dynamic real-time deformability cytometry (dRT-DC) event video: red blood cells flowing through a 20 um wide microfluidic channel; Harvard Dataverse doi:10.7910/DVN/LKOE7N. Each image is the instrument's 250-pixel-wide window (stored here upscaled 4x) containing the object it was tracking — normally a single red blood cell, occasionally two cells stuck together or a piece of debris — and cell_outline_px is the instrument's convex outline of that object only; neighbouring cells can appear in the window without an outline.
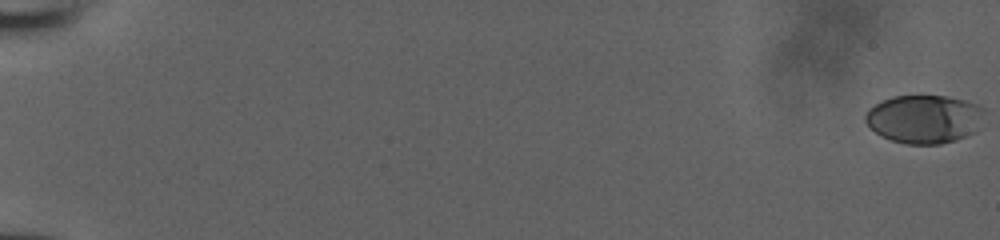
{"species": "human", "species_latin": "Homo sapiens", "temperature_condition": "room temperature", "stored_images_in_passage": 54, "camera_frame_rate_fps": 3000, "um_per_image_px": 0.085, "donor": {"sex": "male"}, "frame": {"image": 1, "passage_image": 1, "time_ms": 0.0, "image_size_px": [1000, 240], "cell_outline_px": [[984, 112], [976, 132], [968, 136], [956, 140], [940, 144], [904, 144], [880, 136], [868, 128], [864, 120], [864, 116], [868, 108], [880, 100], [892, 96], [948, 96], [964, 100], [976, 104], [984, 108]], "centroid_in_image_um": [78.51, 10.12], "position_along_channel_um": 6.5, "area_um2": 34.04}}
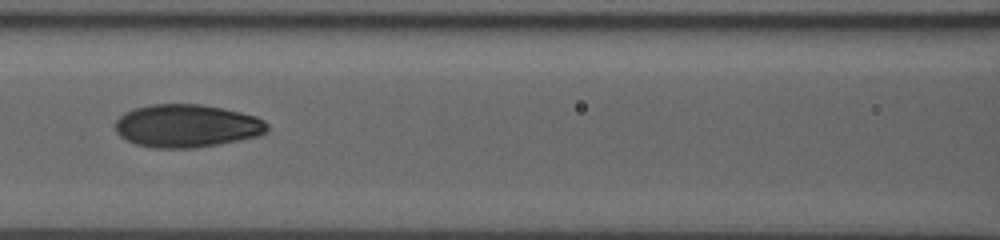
{"frame": {"image": 2, "passage_image": 28, "time_ms": 9.0, "image_size_px": [1000, 240], "cell_outline_px": [[268, 128], [260, 136], [196, 148], [152, 148], [136, 144], [120, 136], [116, 132], [116, 120], [124, 112], [136, 108], [152, 104], [200, 104], [224, 108], [256, 116], [264, 120], [268, 124]], "centroid_in_image_um": [15.88, 10.7], "position_along_channel_um": 150.7, "area_um2": 38.09}}
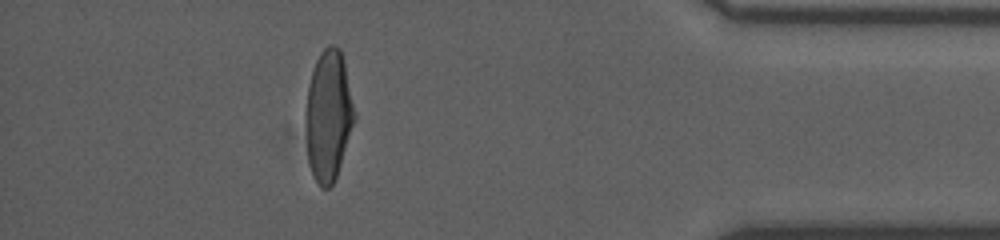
{"frame": {"image": 3, "passage_image": 49, "time_ms": 16.0, "image_size_px": [1000, 240], "cell_outline_px": [[356, 120], [336, 180], [328, 188], [320, 188], [312, 176], [308, 160], [304, 116], [308, 84], [316, 60], [320, 52], [328, 44], [332, 44], [340, 48], [344, 60], [356, 116]], "centroid_in_image_um": [27.91, 9.86], "position_along_channel_um": 407.3, "area_um2": 37.97}}